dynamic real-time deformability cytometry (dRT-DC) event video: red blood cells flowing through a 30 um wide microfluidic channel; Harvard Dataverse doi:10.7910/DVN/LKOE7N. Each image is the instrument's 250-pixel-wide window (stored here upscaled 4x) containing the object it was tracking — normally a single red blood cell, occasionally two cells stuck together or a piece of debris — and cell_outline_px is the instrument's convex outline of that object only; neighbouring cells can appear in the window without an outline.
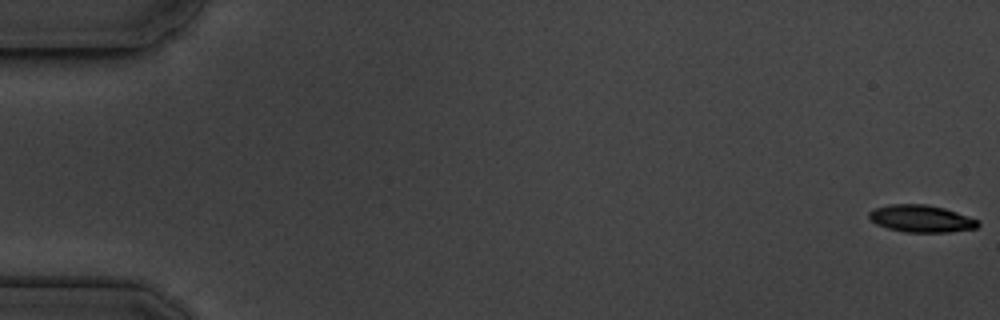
{"species": "common noctule bat (a hibernating species)", "species_latin": "Nyctalus noctula", "temperature_condition": "cold", "stored_images_in_passage": 56, "camera_frame_rate_fps": 3000, "um_per_image_px": 0.085, "animal": {"sex": "male", "body_mass_g": 19.5, "forearm_length_mm": 54.6}, "frame": {"image": 1, "passage_image": 1, "time_ms": 0.0, "image_size_px": [1000, 320], "cell_outline_px": [[976, 228], [936, 232], [916, 232], [892, 228], [880, 224], [872, 220], [872, 212], [880, 208], [900, 204], [916, 204], [940, 208], [976, 220]], "centroid_in_image_um": [78.33, 18.59], "position_along_channel_um": 6.7, "area_um2": 15.43}}
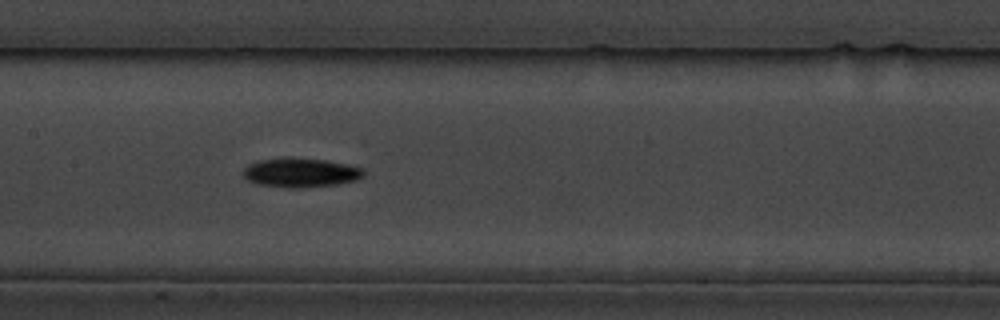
{"frame": {"image": 2, "passage_image": 28, "time_ms": 9.0, "image_size_px": [1000, 320], "cell_outline_px": [[360, 176], [348, 180], [324, 184], [272, 184], [252, 180], [244, 172], [248, 168], [256, 164], [272, 160], [316, 160], [356, 168], [360, 172]], "centroid_in_image_um": [25.55, 14.65], "position_along_channel_um": 181.9, "area_um2": 16.18}}
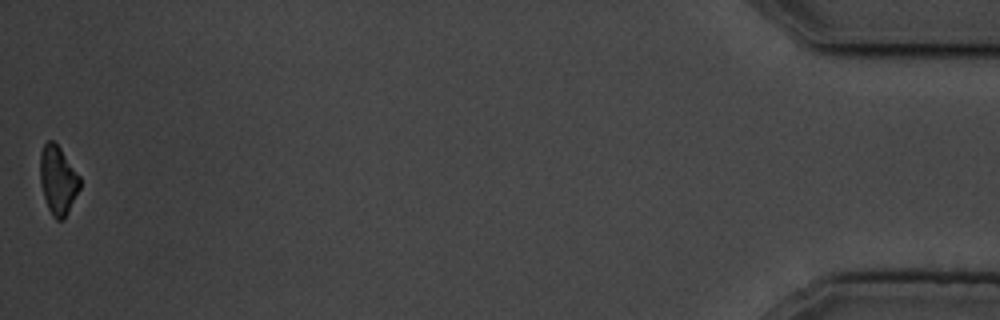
{"frame": {"image": 3, "passage_image": 56, "time_ms": 18.333, "image_size_px": [1000, 320], "cell_outline_px": [[80, 188], [64, 216], [60, 220], [52, 212], [48, 204], [44, 192], [40, 176], [40, 160], [44, 144], [48, 140], [52, 140], [56, 144], [80, 176]], "centroid_in_image_um": [4.94, 15.23], "position_along_channel_um": 430.3, "area_um2": 14.8}, "authors_computed_cell_mechanics": {"area_um2": 15.4326, "velocity_mm_per_s": 3.637, "shape_relaxation_time_tau1_ms": 2.9456, "shape_relaxation_time_tau2_ms": null, "deformation_change_tau1": 0.1347, "deformation_change_tau2": null}}